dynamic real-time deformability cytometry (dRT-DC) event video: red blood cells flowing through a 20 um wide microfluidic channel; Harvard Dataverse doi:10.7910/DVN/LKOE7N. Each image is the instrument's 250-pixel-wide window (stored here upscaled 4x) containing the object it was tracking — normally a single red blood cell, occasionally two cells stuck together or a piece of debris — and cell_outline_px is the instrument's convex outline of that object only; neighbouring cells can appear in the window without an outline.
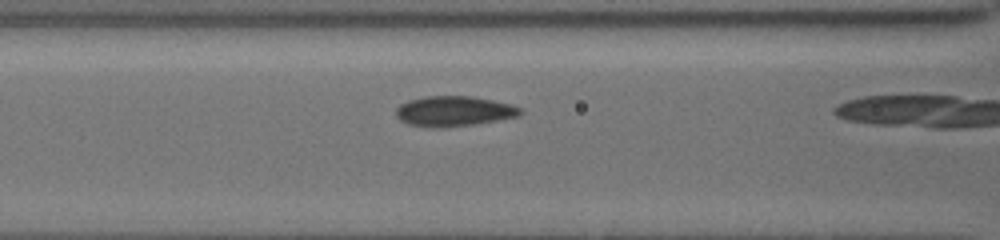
{"species": "common noctule bat (a hibernating species)", "species_latin": "Nyctalus noctula", "temperature_condition": "cold", "stored_images_in_passage": 10, "camera_frame_rate_fps": 3000, "um_per_image_px": 0.085, "animal": {"sex": "female", "body_mass_g": 19.5, "forearm_length_mm": 54.1}, "frame": {"image": 1, "passage_image": 9, "time_ms": 3.667, "image_size_px": [1000, 240], "cell_outline_px": [[524, 112], [516, 116], [496, 120], [472, 124], [408, 124], [400, 120], [396, 116], [396, 108], [400, 104], [408, 100], [424, 96], [472, 96], [512, 104], [520, 108]], "centroid_in_image_um": [38.6, 9.38], "position_along_channel_um": 128.0, "area_um2": 20.81}}